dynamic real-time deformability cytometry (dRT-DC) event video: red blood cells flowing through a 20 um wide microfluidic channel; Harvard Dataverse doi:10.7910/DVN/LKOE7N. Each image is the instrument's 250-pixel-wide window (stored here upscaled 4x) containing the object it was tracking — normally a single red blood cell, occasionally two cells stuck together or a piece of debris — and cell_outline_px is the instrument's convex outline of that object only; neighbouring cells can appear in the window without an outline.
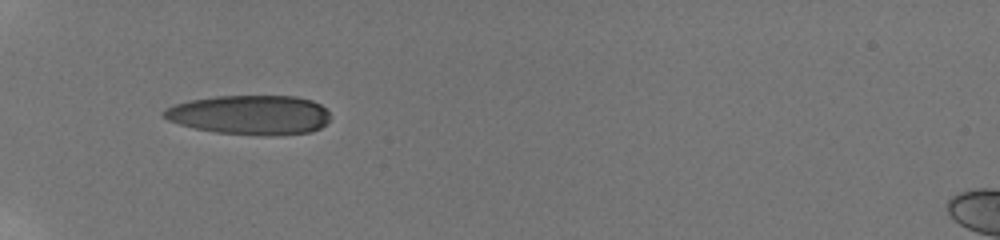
{"species": "human", "species_latin": "Homo sapiens", "temperature_condition": "room temperature", "stored_images_in_passage": 6, "camera_frame_rate_fps": 3000, "um_per_image_px": 0.085, "donor": {"sex": "male"}, "frame": {"image": 1, "passage_image": 2, "time_ms": 1.0, "image_size_px": [1000, 240], "cell_outline_px": [[328, 120], [320, 128], [312, 132], [268, 136], [264, 136], [216, 132], [196, 128], [180, 124], [168, 120], [160, 116], [160, 112], [164, 108], [172, 104], [188, 100], [216, 96], [296, 96], [312, 100], [320, 104], [328, 112]], "centroid_in_image_um": [21.2, 9.76], "position_along_channel_um": 63.8, "area_um2": 38.55}}
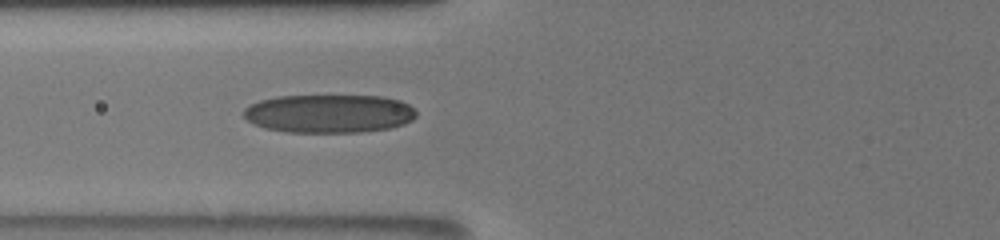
{"frame": {"image": 2, "passage_image": 6, "time_ms": 2.333, "image_size_px": [1000, 240], "cell_outline_px": [[416, 116], [412, 120], [404, 124], [388, 128], [360, 132], [288, 132], [264, 128], [248, 120], [244, 116], [244, 108], [260, 100], [280, 96], [380, 96], [400, 100], [408, 104], [416, 112]], "centroid_in_image_um": [27.98, 9.65], "position_along_channel_um": 97.8, "area_um2": 38.44}}